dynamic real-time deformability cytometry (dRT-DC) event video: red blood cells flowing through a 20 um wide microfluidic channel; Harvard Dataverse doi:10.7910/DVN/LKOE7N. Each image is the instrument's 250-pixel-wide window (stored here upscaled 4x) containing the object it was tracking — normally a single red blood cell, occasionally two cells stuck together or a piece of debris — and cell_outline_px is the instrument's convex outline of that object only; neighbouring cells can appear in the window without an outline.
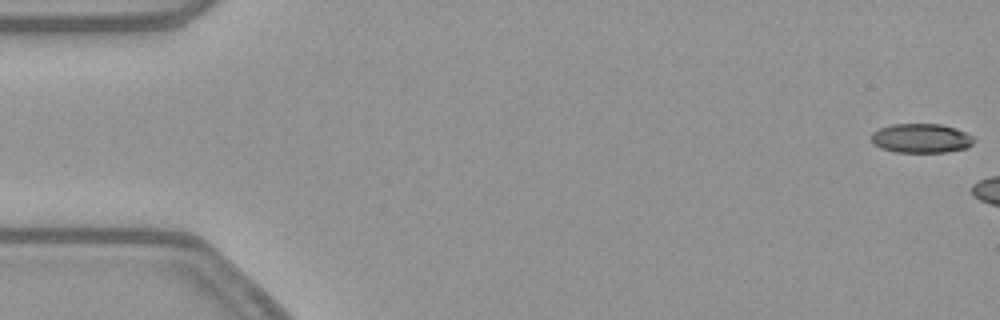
{"species": "common noctule bat (a hibernating species)", "species_latin": "Nyctalus noctula", "temperature_condition": "warm", "stored_images_in_passage": 10, "camera_frame_rate_fps": 3000, "um_per_image_px": 0.085, "animal": {"sex": "female", "body_mass_g": 21.9}, "frame": {"image": 1, "passage_image": 1, "time_ms": 0.0, "image_size_px": [1000, 320], "cell_outline_px": [[976, 140], [968, 148], [948, 152], [896, 152], [880, 148], [872, 144], [872, 132], [880, 128], [892, 124], [940, 124], [956, 128], [972, 136]], "centroid_in_image_um": [78.31, 11.76], "position_along_channel_um": 6.7, "area_um2": 17.63}}